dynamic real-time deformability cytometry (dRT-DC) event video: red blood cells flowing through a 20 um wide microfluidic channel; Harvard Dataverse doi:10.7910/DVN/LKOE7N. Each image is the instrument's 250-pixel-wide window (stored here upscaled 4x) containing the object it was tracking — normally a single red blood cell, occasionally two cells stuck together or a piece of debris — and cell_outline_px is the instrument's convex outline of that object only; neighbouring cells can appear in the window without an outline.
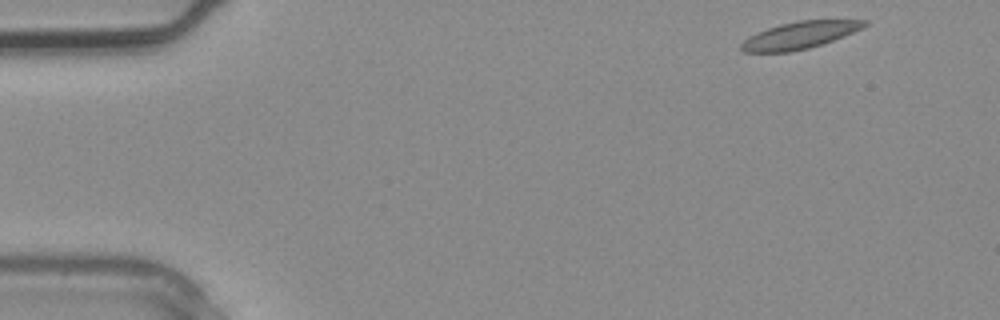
{"species": "common noctule bat (a hibernating species)", "species_latin": "Nyctalus noctula", "temperature_condition": "warm", "stored_images_in_passage": 3, "camera_frame_rate_fps": 3000, "um_per_image_px": 0.085, "animal": {"sex": "male", "body_mass_g": 20.4}, "frame": {"image": 1, "passage_image": 1, "time_ms": 0.0, "image_size_px": [1000, 320], "cell_outline_px": [[868, 24], [844, 36], [824, 44], [808, 48], [788, 52], [744, 52], [740, 48], [740, 44], [744, 40], [768, 28], [780, 24], [800, 20], [868, 20]], "centroid_in_image_um": [67.98, 3.0], "position_along_channel_um": 17.0, "area_um2": 19.13}}
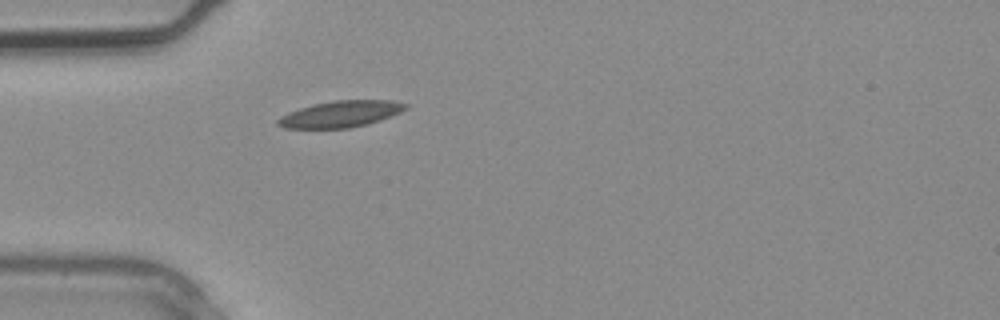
{"frame": {"image": 2, "passage_image": 3, "time_ms": 0.667, "image_size_px": [1000, 320], "cell_outline_px": [[408, 108], [400, 112], [380, 120], [368, 124], [348, 128], [284, 128], [276, 124], [276, 120], [280, 116], [288, 112], [300, 108], [316, 104], [336, 100], [392, 100], [408, 104]], "centroid_in_image_um": [28.95, 9.69], "position_along_channel_um": 56.0, "area_um2": 19.59}}